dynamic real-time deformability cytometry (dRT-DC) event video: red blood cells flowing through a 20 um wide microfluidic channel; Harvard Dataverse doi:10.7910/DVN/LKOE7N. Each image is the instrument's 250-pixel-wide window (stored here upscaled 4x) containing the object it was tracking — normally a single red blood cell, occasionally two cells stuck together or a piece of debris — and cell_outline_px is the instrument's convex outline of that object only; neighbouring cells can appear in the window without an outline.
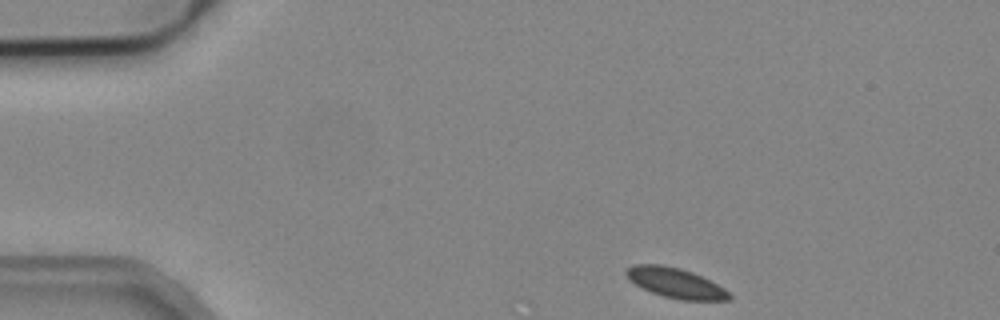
{"species": "common noctule bat (a hibernating species)", "species_latin": "Nyctalus noctula", "temperature_condition": "cold", "stored_images_in_passage": 3, "camera_frame_rate_fps": 3000, "um_per_image_px": 0.085, "animal": {"sex": "male", "body_mass_g": 19.2, "forearm_length_mm": 51.8}, "frame": {"image": 1, "passage_image": 1, "time_ms": 0.0, "image_size_px": [1000, 320], "cell_outline_px": [[732, 296], [728, 300], [680, 300], [664, 296], [652, 292], [628, 280], [624, 272], [628, 268], [636, 264], [660, 264], [680, 268], [692, 272], [724, 288]], "centroid_in_image_um": [57.4, 24.04], "position_along_channel_um": 27.6, "area_um2": 17.74}}
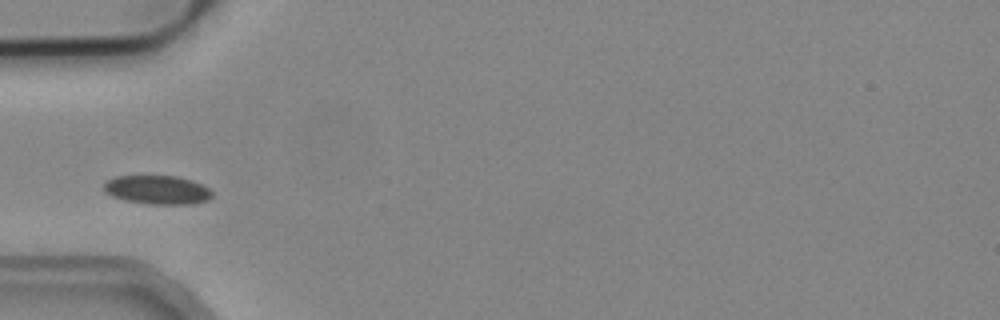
{"frame": {"image": 2, "passage_image": 3, "time_ms": 0.667, "image_size_px": [1000, 320], "cell_outline_px": [[212, 196], [208, 200], [192, 204], [148, 204], [124, 200], [112, 196], [104, 192], [104, 184], [108, 180], [116, 176], [176, 176], [192, 180], [208, 188], [212, 192]], "centroid_in_image_um": [13.37, 16.14], "position_along_channel_um": 71.6, "area_um2": 18.15}}